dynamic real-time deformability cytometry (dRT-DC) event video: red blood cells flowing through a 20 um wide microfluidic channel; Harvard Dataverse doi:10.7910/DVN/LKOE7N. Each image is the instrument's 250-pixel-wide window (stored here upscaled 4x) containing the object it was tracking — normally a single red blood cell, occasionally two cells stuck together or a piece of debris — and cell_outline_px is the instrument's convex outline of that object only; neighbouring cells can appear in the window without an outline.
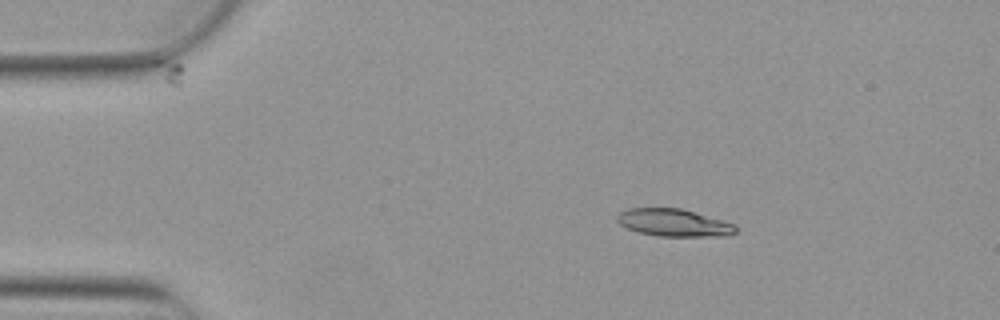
{"species": "Egyptian fruit bat (a non-hibernating species)", "species_latin": "Rousettus aegyptiacus", "temperature_condition": "warm", "stored_images_in_passage": 4, "camera_frame_rate_fps": 3000, "um_per_image_px": 0.085, "animal": {"sex": "female"}, "frame": {"image": 1, "passage_image": 2, "time_ms": 0.333, "image_size_px": [1000, 320], "cell_outline_px": [[736, 232], [728, 236], [660, 236], [636, 232], [620, 224], [616, 220], [616, 216], [620, 212], [628, 208], [680, 208], [736, 224]], "centroid_in_image_um": [57.26, 18.93], "position_along_channel_um": 27.7, "area_um2": 18.96}}
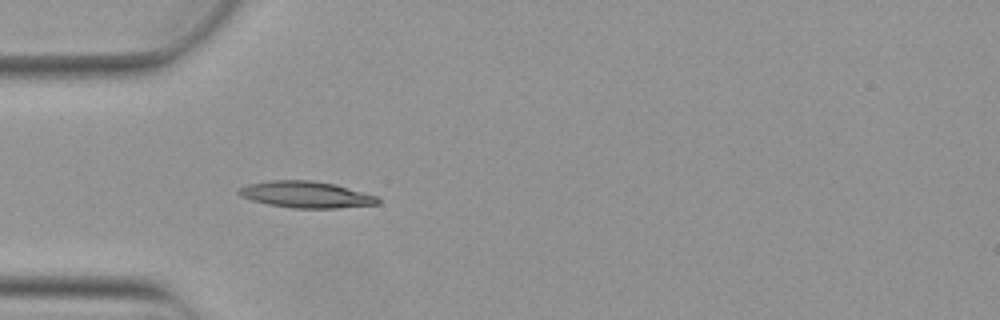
{"frame": {"image": 2, "passage_image": 4, "time_ms": 1.0, "image_size_px": [1000, 320], "cell_outline_px": [[380, 204], [336, 208], [292, 208], [268, 204], [252, 200], [240, 196], [236, 192], [240, 188], [248, 184], [268, 180], [312, 180], [336, 184], [376, 196], [380, 200]], "centroid_in_image_um": [26.0, 16.53], "position_along_channel_um": 59.0, "area_um2": 21.5}}